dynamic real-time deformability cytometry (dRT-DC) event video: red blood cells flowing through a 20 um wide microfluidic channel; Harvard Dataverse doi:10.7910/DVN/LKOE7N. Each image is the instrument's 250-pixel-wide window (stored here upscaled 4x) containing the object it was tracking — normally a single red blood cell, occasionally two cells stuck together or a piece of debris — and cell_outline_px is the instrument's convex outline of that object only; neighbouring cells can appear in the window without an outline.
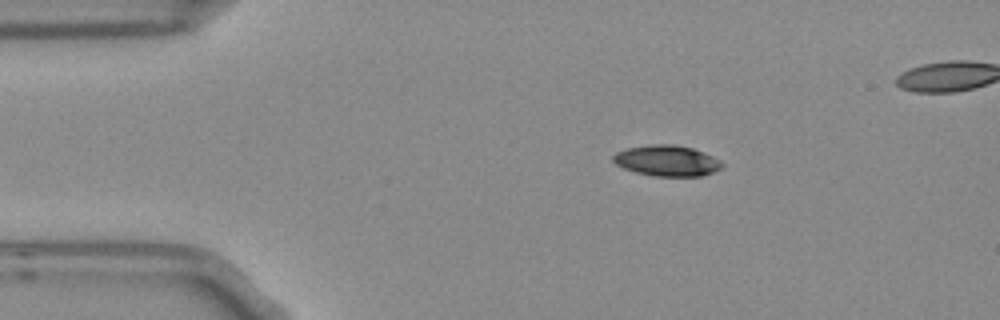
{"species": "Egyptian fruit bat (a non-hibernating species)", "species_latin": "Rousettus aegyptiacus", "temperature_condition": "room temperature", "stored_images_in_passage": 4, "camera_frame_rate_fps": 3000, "um_per_image_px": 0.085, "frame": {"image": 1, "passage_image": 2, "time_ms": 0.333, "image_size_px": [1000, 320], "cell_outline_px": [[724, 164], [720, 168], [704, 176], [652, 176], [636, 172], [624, 168], [616, 164], [612, 160], [612, 156], [616, 152], [628, 148], [652, 144], [672, 144], [692, 148], [712, 156], [720, 160]], "centroid_in_image_um": [56.68, 13.66], "position_along_channel_um": 28.3, "area_um2": 19.48}}